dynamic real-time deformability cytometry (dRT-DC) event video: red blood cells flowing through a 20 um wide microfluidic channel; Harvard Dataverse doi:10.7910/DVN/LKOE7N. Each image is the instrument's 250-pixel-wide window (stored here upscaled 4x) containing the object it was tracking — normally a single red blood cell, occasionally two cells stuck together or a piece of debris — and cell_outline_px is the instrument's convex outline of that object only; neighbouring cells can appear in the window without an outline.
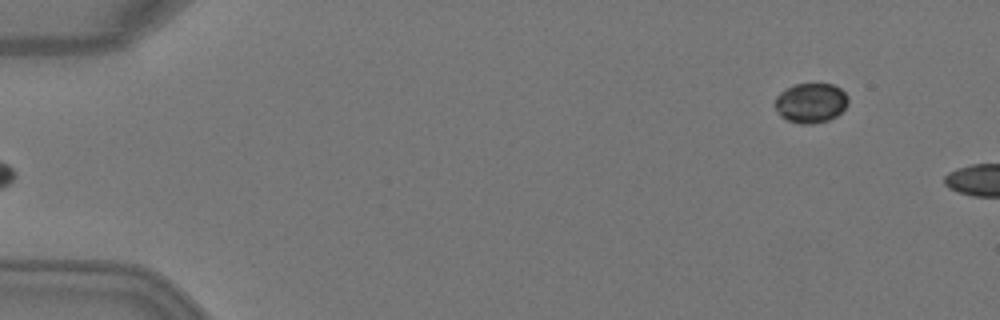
{"species": "Egyptian fruit bat (a non-hibernating species)", "species_latin": "Rousettus aegyptiacus", "temperature_condition": "warm", "stored_images_in_passage": 6, "segment_of_instrument_passage": [2, 2], "camera_frame_rate_fps": 3000, "um_per_image_px": 0.085, "animal": {"sex": "female"}, "frame": {"image": 1, "passage_image": 6, "time_ms": 1.667, "image_size_px": [1000, 320], "cell_outline_px": [[848, 104], [836, 116], [828, 120], [812, 124], [800, 124], [788, 120], [780, 116], [776, 108], [776, 96], [780, 92], [796, 84], [832, 84], [840, 88], [848, 96]], "centroid_in_image_um": [68.93, 8.75], "position_along_channel_um": 16.1, "area_um2": 16.82}}